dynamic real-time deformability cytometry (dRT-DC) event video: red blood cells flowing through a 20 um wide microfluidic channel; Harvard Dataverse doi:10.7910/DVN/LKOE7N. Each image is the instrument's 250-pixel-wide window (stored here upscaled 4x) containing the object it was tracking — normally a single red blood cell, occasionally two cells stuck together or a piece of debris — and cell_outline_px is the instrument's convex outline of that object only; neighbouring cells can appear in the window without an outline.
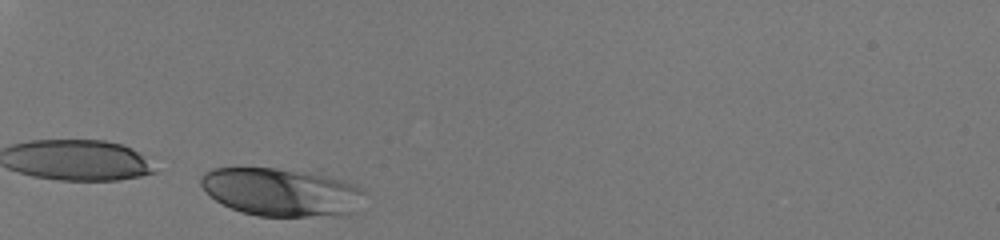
{"species": "human", "species_latin": "Homo sapiens", "temperature_condition": "room temperature", "stored_images_in_passage": 29, "camera_frame_rate_fps": 3000, "um_per_image_px": 0.085, "donor": {"sex": "male"}, "frame": {"image": 1, "passage_image": 2, "time_ms": 0.333, "image_size_px": [1000, 240], "cell_outline_px": [[364, 188], [356, 212], [348, 216], [260, 216], [240, 212], [216, 200], [200, 184], [200, 176], [204, 172], [212, 168], [320, 168], [356, 184]], "centroid_in_image_um": [24.05, 16.27], "position_along_channel_um": 60.9, "area_um2": 47.63}}
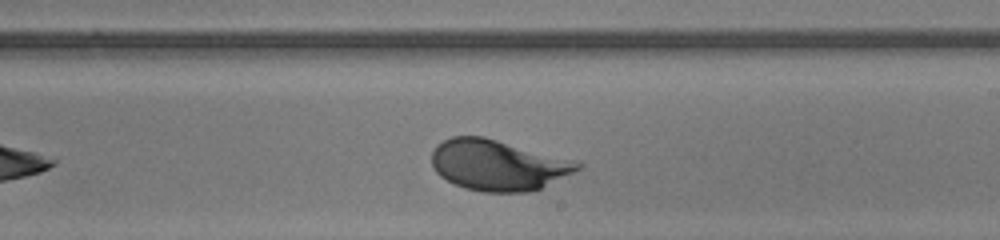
{"frame": {"image": 2, "passage_image": 18, "time_ms": 5.667, "image_size_px": [1000, 240], "cell_outline_px": [[584, 164], [580, 168], [540, 188], [528, 192], [484, 192], [464, 188], [440, 176], [436, 172], [432, 164], [432, 152], [436, 144], [452, 136], [484, 136]], "centroid_in_image_um": [42.25, 14.03], "position_along_channel_um": 246.8, "area_um2": 42.37}}
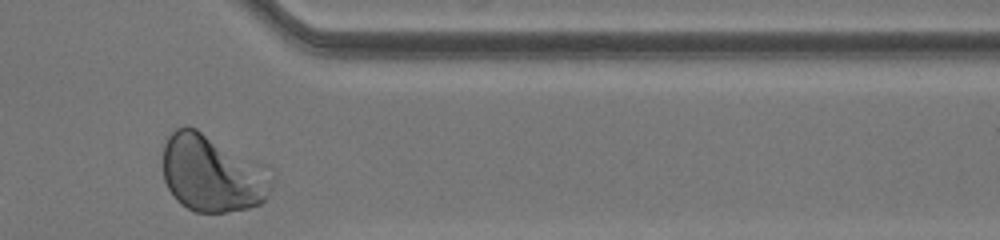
{"frame": {"image": 3, "passage_image": 29, "time_ms": 9.333, "image_size_px": [1000, 240], "cell_outline_px": [[276, 176], [264, 200], [260, 204], [248, 208], [224, 212], [196, 212], [180, 204], [176, 200], [168, 188], [164, 180], [164, 144], [168, 136], [176, 128], [196, 128]], "centroid_in_image_um": [17.99, 14.79], "position_along_channel_um": 393.4, "area_um2": 47.69}, "authors_computed_cell_mechanics": {"area_um2": 42.8298, "velocity_mm_per_s": 4.0364, "shape_relaxation_time_tau1_ms": 2.3239, "shape_relaxation_time_tau2_ms": null, "deformation_change_tau1": 0.1484, "deformation_change_tau2": null}}